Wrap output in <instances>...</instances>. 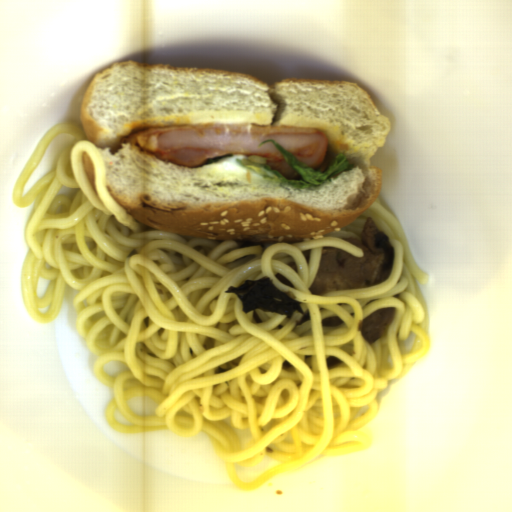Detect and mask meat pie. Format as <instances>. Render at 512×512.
Returning <instances> with one entry per match:
<instances>
[{
	"instance_id": "b5893723",
	"label": "meat pie",
	"mask_w": 512,
	"mask_h": 512,
	"mask_svg": "<svg viewBox=\"0 0 512 512\" xmlns=\"http://www.w3.org/2000/svg\"><path fill=\"white\" fill-rule=\"evenodd\" d=\"M274 140L303 165L315 171H326L324 161L329 139L318 128L304 126H254L242 124L167 125L144 128L120 140L137 151L149 152L160 160L201 167L208 159L231 155L267 158L271 171L285 179H302L276 145Z\"/></svg>"
}]
</instances>
